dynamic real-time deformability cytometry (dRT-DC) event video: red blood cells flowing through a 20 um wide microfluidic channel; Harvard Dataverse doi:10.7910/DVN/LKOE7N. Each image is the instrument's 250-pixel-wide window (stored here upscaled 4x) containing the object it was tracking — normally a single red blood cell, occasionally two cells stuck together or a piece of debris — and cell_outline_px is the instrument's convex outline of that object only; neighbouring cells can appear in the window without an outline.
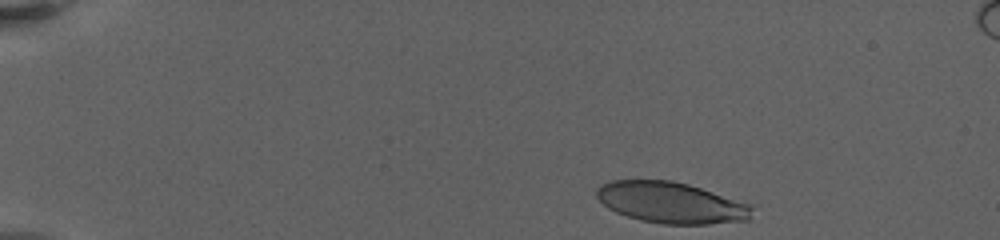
{"species": "human", "species_latin": "Homo sapiens", "temperature_condition": "warm", "stored_images_in_passage": 30, "camera_frame_rate_fps": 3000, "um_per_image_px": 0.085, "donor": {"sex": "female"}, "frame": {"image": 1, "passage_image": 1, "time_ms": 0.0, "image_size_px": [1000, 240], "cell_outline_px": [[752, 208], [748, 220], [708, 224], [664, 224], [640, 220], [616, 212], [608, 208], [596, 196], [596, 188], [600, 184], [612, 180], [672, 180], [688, 184], [748, 204]], "centroid_in_image_um": [56.97, 17.22], "position_along_channel_um": 28.0, "area_um2": 36.88}}
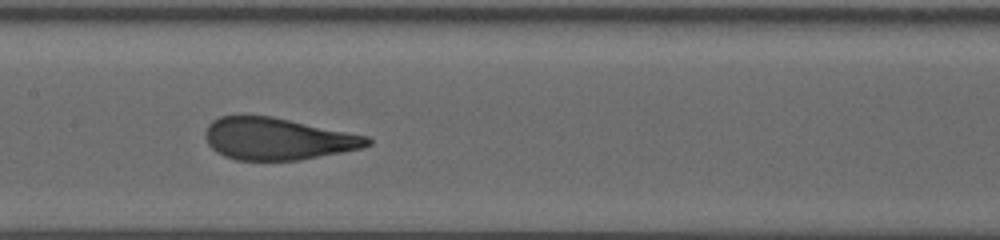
{"frame": {"image": 2, "passage_image": 16, "time_ms": 8.0, "image_size_px": [1000, 240], "cell_outline_px": [[372, 144], [360, 148], [300, 160], [236, 160], [224, 156], [216, 152], [208, 144], [204, 136], [204, 132], [208, 124], [212, 120], [220, 116], [272, 116], [368, 136], [372, 140]], "centroid_in_image_um": [23.56, 11.8], "position_along_channel_um": 183.8, "area_um2": 39.59}}
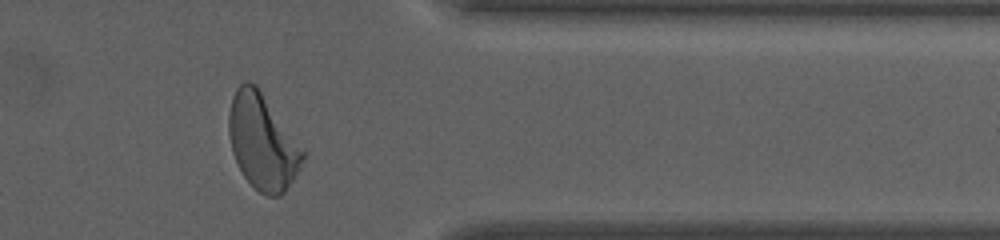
{"frame": {"image": 3, "passage_image": 27, "time_ms": 14.667, "image_size_px": [1000, 240], "cell_outline_px": [[308, 152], [300, 168], [284, 192], [280, 196], [268, 196], [260, 192], [244, 176], [232, 152], [228, 132], [228, 112], [232, 96], [236, 88], [244, 80], [248, 80], [256, 84]], "centroid_in_image_um": [22.33, 12.01], "position_along_channel_um": 389.1, "area_um2": 41.56}, "authors_computed_cell_mechanics": {"area_um2": 39.9398, "velocity_mm_per_s": 3.2154, "shape_relaxation_time_tau1_ms": 5.3997, "shape_relaxation_time_tau2_ms": null, "deformation_change_tau1": 0.2342, "deformation_change_tau2": null}}